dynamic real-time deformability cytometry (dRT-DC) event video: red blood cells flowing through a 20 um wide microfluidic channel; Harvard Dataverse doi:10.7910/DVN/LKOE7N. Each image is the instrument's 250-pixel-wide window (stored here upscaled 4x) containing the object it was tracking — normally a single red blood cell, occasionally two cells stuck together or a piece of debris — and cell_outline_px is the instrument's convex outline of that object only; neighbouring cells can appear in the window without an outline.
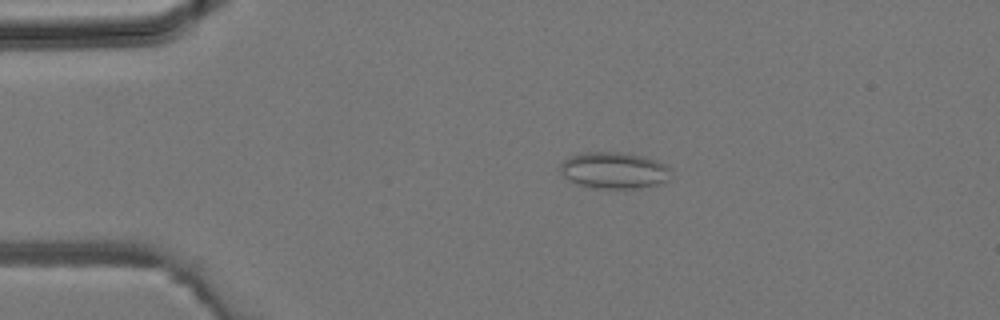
{"species": "common noctule bat (a hibernating species)", "species_latin": "Nyctalus noctula", "temperature_condition": "room temperature", "stored_images_in_passage": 4, "camera_frame_rate_fps": 3000, "um_per_image_px": 0.085, "animal": {"sex": "male", "body_mass_g": 19.2, "forearm_length_mm": 51.8}, "frame": {"image": 1, "passage_image": 3, "time_ms": 0.667, "image_size_px": [1000, 320], "cell_outline_px": [[672, 168], [668, 180], [660, 184], [640, 188], [604, 188], [580, 184], [564, 176], [560, 172], [560, 164], [568, 156], [584, 152], [624, 152], [656, 160]], "centroid_in_image_um": [52.23, 14.46], "position_along_channel_um": 32.8, "area_um2": 23.41}}